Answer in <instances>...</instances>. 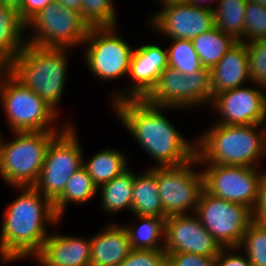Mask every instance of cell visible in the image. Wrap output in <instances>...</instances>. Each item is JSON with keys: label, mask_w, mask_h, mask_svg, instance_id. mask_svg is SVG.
<instances>
[{"label": "cell", "mask_w": 266, "mask_h": 266, "mask_svg": "<svg viewBox=\"0 0 266 266\" xmlns=\"http://www.w3.org/2000/svg\"><path fill=\"white\" fill-rule=\"evenodd\" d=\"M112 104L116 116L139 146L156 161V167L177 166L196 157L195 141H187L162 114V110L169 111L171 107L155 106L144 99H126Z\"/></svg>", "instance_id": "cell-1"}, {"label": "cell", "mask_w": 266, "mask_h": 266, "mask_svg": "<svg viewBox=\"0 0 266 266\" xmlns=\"http://www.w3.org/2000/svg\"><path fill=\"white\" fill-rule=\"evenodd\" d=\"M16 188L23 192L5 208L1 226L0 259L4 263L35 256L48 238L46 227L60 221L53 202L34 186Z\"/></svg>", "instance_id": "cell-2"}, {"label": "cell", "mask_w": 266, "mask_h": 266, "mask_svg": "<svg viewBox=\"0 0 266 266\" xmlns=\"http://www.w3.org/2000/svg\"><path fill=\"white\" fill-rule=\"evenodd\" d=\"M263 127L261 131L258 128ZM266 154V124L226 126L214 123L196 141L199 163L258 167Z\"/></svg>", "instance_id": "cell-3"}, {"label": "cell", "mask_w": 266, "mask_h": 266, "mask_svg": "<svg viewBox=\"0 0 266 266\" xmlns=\"http://www.w3.org/2000/svg\"><path fill=\"white\" fill-rule=\"evenodd\" d=\"M66 48L27 44L6 68L24 86L35 92L58 114L67 78Z\"/></svg>", "instance_id": "cell-4"}, {"label": "cell", "mask_w": 266, "mask_h": 266, "mask_svg": "<svg viewBox=\"0 0 266 266\" xmlns=\"http://www.w3.org/2000/svg\"><path fill=\"white\" fill-rule=\"evenodd\" d=\"M60 131L12 132V141L0 139V176L12 187L34 186L51 140Z\"/></svg>", "instance_id": "cell-5"}, {"label": "cell", "mask_w": 266, "mask_h": 266, "mask_svg": "<svg viewBox=\"0 0 266 266\" xmlns=\"http://www.w3.org/2000/svg\"><path fill=\"white\" fill-rule=\"evenodd\" d=\"M0 98L7 124L13 132L62 131L72 124L71 121L65 122L61 130L54 127L57 112L6 68L0 69Z\"/></svg>", "instance_id": "cell-6"}, {"label": "cell", "mask_w": 266, "mask_h": 266, "mask_svg": "<svg viewBox=\"0 0 266 266\" xmlns=\"http://www.w3.org/2000/svg\"><path fill=\"white\" fill-rule=\"evenodd\" d=\"M31 36L26 43L47 48L70 49L82 46L86 40L90 25L81 13L68 9L56 0L34 15L27 23Z\"/></svg>", "instance_id": "cell-7"}, {"label": "cell", "mask_w": 266, "mask_h": 266, "mask_svg": "<svg viewBox=\"0 0 266 266\" xmlns=\"http://www.w3.org/2000/svg\"><path fill=\"white\" fill-rule=\"evenodd\" d=\"M68 124L50 142L34 187L52 202L63 192L68 179L83 166V150Z\"/></svg>", "instance_id": "cell-8"}, {"label": "cell", "mask_w": 266, "mask_h": 266, "mask_svg": "<svg viewBox=\"0 0 266 266\" xmlns=\"http://www.w3.org/2000/svg\"><path fill=\"white\" fill-rule=\"evenodd\" d=\"M144 100L155 106L171 107L173 110L208 103L211 105L210 69L203 67L194 73L184 75L167 66L159 75L156 86Z\"/></svg>", "instance_id": "cell-9"}, {"label": "cell", "mask_w": 266, "mask_h": 266, "mask_svg": "<svg viewBox=\"0 0 266 266\" xmlns=\"http://www.w3.org/2000/svg\"><path fill=\"white\" fill-rule=\"evenodd\" d=\"M195 214L222 248H238L254 221L252 210L245 205L218 198L205 189Z\"/></svg>", "instance_id": "cell-10"}, {"label": "cell", "mask_w": 266, "mask_h": 266, "mask_svg": "<svg viewBox=\"0 0 266 266\" xmlns=\"http://www.w3.org/2000/svg\"><path fill=\"white\" fill-rule=\"evenodd\" d=\"M197 164L195 157L181 165L157 167L158 193L166 217L196 212L204 190L203 172L193 168Z\"/></svg>", "instance_id": "cell-11"}, {"label": "cell", "mask_w": 266, "mask_h": 266, "mask_svg": "<svg viewBox=\"0 0 266 266\" xmlns=\"http://www.w3.org/2000/svg\"><path fill=\"white\" fill-rule=\"evenodd\" d=\"M116 29L117 27H91L83 43L87 46L86 66L103 81L115 80L129 73L134 49L116 34Z\"/></svg>", "instance_id": "cell-12"}, {"label": "cell", "mask_w": 266, "mask_h": 266, "mask_svg": "<svg viewBox=\"0 0 266 266\" xmlns=\"http://www.w3.org/2000/svg\"><path fill=\"white\" fill-rule=\"evenodd\" d=\"M208 165L202 169L204 189L213 196L226 201L245 205L253 210L257 198L259 181L265 171L256 167L228 166L222 164Z\"/></svg>", "instance_id": "cell-13"}, {"label": "cell", "mask_w": 266, "mask_h": 266, "mask_svg": "<svg viewBox=\"0 0 266 266\" xmlns=\"http://www.w3.org/2000/svg\"><path fill=\"white\" fill-rule=\"evenodd\" d=\"M150 19L151 26L170 39L192 38L215 27L214 11L188 2L162 6Z\"/></svg>", "instance_id": "cell-14"}, {"label": "cell", "mask_w": 266, "mask_h": 266, "mask_svg": "<svg viewBox=\"0 0 266 266\" xmlns=\"http://www.w3.org/2000/svg\"><path fill=\"white\" fill-rule=\"evenodd\" d=\"M244 86L220 92L213 97L210 106L220 114V121L215 123L226 126L266 124V95L260 86V90L257 86Z\"/></svg>", "instance_id": "cell-15"}, {"label": "cell", "mask_w": 266, "mask_h": 266, "mask_svg": "<svg viewBox=\"0 0 266 266\" xmlns=\"http://www.w3.org/2000/svg\"><path fill=\"white\" fill-rule=\"evenodd\" d=\"M183 214L166 217L164 251L170 253H194L216 257L221 245L200 223L198 216Z\"/></svg>", "instance_id": "cell-16"}, {"label": "cell", "mask_w": 266, "mask_h": 266, "mask_svg": "<svg viewBox=\"0 0 266 266\" xmlns=\"http://www.w3.org/2000/svg\"><path fill=\"white\" fill-rule=\"evenodd\" d=\"M167 66V48L164 50L158 45L147 44L134 50L128 73L134 84L124 94L119 92L117 97L112 96V103L126 99H144L156 86L159 75Z\"/></svg>", "instance_id": "cell-17"}, {"label": "cell", "mask_w": 266, "mask_h": 266, "mask_svg": "<svg viewBox=\"0 0 266 266\" xmlns=\"http://www.w3.org/2000/svg\"><path fill=\"white\" fill-rule=\"evenodd\" d=\"M91 241L69 235L52 234L33 257L40 266H90Z\"/></svg>", "instance_id": "cell-18"}, {"label": "cell", "mask_w": 266, "mask_h": 266, "mask_svg": "<svg viewBox=\"0 0 266 266\" xmlns=\"http://www.w3.org/2000/svg\"><path fill=\"white\" fill-rule=\"evenodd\" d=\"M212 99L220 92L243 86L249 78V65L246 43L238 41L210 69Z\"/></svg>", "instance_id": "cell-19"}, {"label": "cell", "mask_w": 266, "mask_h": 266, "mask_svg": "<svg viewBox=\"0 0 266 266\" xmlns=\"http://www.w3.org/2000/svg\"><path fill=\"white\" fill-rule=\"evenodd\" d=\"M90 266H119L131 249L124 225H106L91 239Z\"/></svg>", "instance_id": "cell-20"}, {"label": "cell", "mask_w": 266, "mask_h": 266, "mask_svg": "<svg viewBox=\"0 0 266 266\" xmlns=\"http://www.w3.org/2000/svg\"><path fill=\"white\" fill-rule=\"evenodd\" d=\"M24 30L18 10L0 4V69L7 68L26 45Z\"/></svg>", "instance_id": "cell-21"}, {"label": "cell", "mask_w": 266, "mask_h": 266, "mask_svg": "<svg viewBox=\"0 0 266 266\" xmlns=\"http://www.w3.org/2000/svg\"><path fill=\"white\" fill-rule=\"evenodd\" d=\"M131 213L166 218L158 193L156 166L140 175L134 172Z\"/></svg>", "instance_id": "cell-22"}, {"label": "cell", "mask_w": 266, "mask_h": 266, "mask_svg": "<svg viewBox=\"0 0 266 266\" xmlns=\"http://www.w3.org/2000/svg\"><path fill=\"white\" fill-rule=\"evenodd\" d=\"M139 225H124L133 250H164L166 218L134 215ZM127 226V227H126ZM160 239V242H159ZM163 240V243L161 241ZM163 244V245H162Z\"/></svg>", "instance_id": "cell-23"}, {"label": "cell", "mask_w": 266, "mask_h": 266, "mask_svg": "<svg viewBox=\"0 0 266 266\" xmlns=\"http://www.w3.org/2000/svg\"><path fill=\"white\" fill-rule=\"evenodd\" d=\"M201 64L211 69L238 42L233 36L225 34L216 26L191 39Z\"/></svg>", "instance_id": "cell-24"}, {"label": "cell", "mask_w": 266, "mask_h": 266, "mask_svg": "<svg viewBox=\"0 0 266 266\" xmlns=\"http://www.w3.org/2000/svg\"><path fill=\"white\" fill-rule=\"evenodd\" d=\"M126 157L121 151L106 149L96 152L89 162L83 160V167L99 188L128 169Z\"/></svg>", "instance_id": "cell-25"}, {"label": "cell", "mask_w": 266, "mask_h": 266, "mask_svg": "<svg viewBox=\"0 0 266 266\" xmlns=\"http://www.w3.org/2000/svg\"><path fill=\"white\" fill-rule=\"evenodd\" d=\"M134 172L131 168L101 185V203L105 212L115 214L125 208L131 212Z\"/></svg>", "instance_id": "cell-26"}, {"label": "cell", "mask_w": 266, "mask_h": 266, "mask_svg": "<svg viewBox=\"0 0 266 266\" xmlns=\"http://www.w3.org/2000/svg\"><path fill=\"white\" fill-rule=\"evenodd\" d=\"M99 189L82 166L76 171L66 183L63 192L53 201L56 215L61 218L69 202L85 203L92 199Z\"/></svg>", "instance_id": "cell-27"}, {"label": "cell", "mask_w": 266, "mask_h": 266, "mask_svg": "<svg viewBox=\"0 0 266 266\" xmlns=\"http://www.w3.org/2000/svg\"><path fill=\"white\" fill-rule=\"evenodd\" d=\"M214 9L215 26L233 36L237 41L244 39L246 0H218Z\"/></svg>", "instance_id": "cell-28"}, {"label": "cell", "mask_w": 266, "mask_h": 266, "mask_svg": "<svg viewBox=\"0 0 266 266\" xmlns=\"http://www.w3.org/2000/svg\"><path fill=\"white\" fill-rule=\"evenodd\" d=\"M168 50V66L186 75L203 68L200 58L193 47L192 41L187 39H171Z\"/></svg>", "instance_id": "cell-29"}, {"label": "cell", "mask_w": 266, "mask_h": 266, "mask_svg": "<svg viewBox=\"0 0 266 266\" xmlns=\"http://www.w3.org/2000/svg\"><path fill=\"white\" fill-rule=\"evenodd\" d=\"M238 248L245 249L252 266H266V225L254 220Z\"/></svg>", "instance_id": "cell-30"}, {"label": "cell", "mask_w": 266, "mask_h": 266, "mask_svg": "<svg viewBox=\"0 0 266 266\" xmlns=\"http://www.w3.org/2000/svg\"><path fill=\"white\" fill-rule=\"evenodd\" d=\"M113 0H82L81 15L90 27H116Z\"/></svg>", "instance_id": "cell-31"}, {"label": "cell", "mask_w": 266, "mask_h": 266, "mask_svg": "<svg viewBox=\"0 0 266 266\" xmlns=\"http://www.w3.org/2000/svg\"><path fill=\"white\" fill-rule=\"evenodd\" d=\"M249 78L255 85L266 90V39L246 43Z\"/></svg>", "instance_id": "cell-32"}, {"label": "cell", "mask_w": 266, "mask_h": 266, "mask_svg": "<svg viewBox=\"0 0 266 266\" xmlns=\"http://www.w3.org/2000/svg\"><path fill=\"white\" fill-rule=\"evenodd\" d=\"M244 38L248 43L253 40L266 39V7L257 3H247L245 12Z\"/></svg>", "instance_id": "cell-33"}, {"label": "cell", "mask_w": 266, "mask_h": 266, "mask_svg": "<svg viewBox=\"0 0 266 266\" xmlns=\"http://www.w3.org/2000/svg\"><path fill=\"white\" fill-rule=\"evenodd\" d=\"M119 266H168L164 250H131Z\"/></svg>", "instance_id": "cell-34"}, {"label": "cell", "mask_w": 266, "mask_h": 266, "mask_svg": "<svg viewBox=\"0 0 266 266\" xmlns=\"http://www.w3.org/2000/svg\"><path fill=\"white\" fill-rule=\"evenodd\" d=\"M168 266H216L215 257H205L194 253H170Z\"/></svg>", "instance_id": "cell-35"}, {"label": "cell", "mask_w": 266, "mask_h": 266, "mask_svg": "<svg viewBox=\"0 0 266 266\" xmlns=\"http://www.w3.org/2000/svg\"><path fill=\"white\" fill-rule=\"evenodd\" d=\"M237 249L239 250V248H222L215 257L216 266H252L246 255L229 253L231 250L235 252Z\"/></svg>", "instance_id": "cell-36"}, {"label": "cell", "mask_w": 266, "mask_h": 266, "mask_svg": "<svg viewBox=\"0 0 266 266\" xmlns=\"http://www.w3.org/2000/svg\"><path fill=\"white\" fill-rule=\"evenodd\" d=\"M253 219L266 225V172L259 181L258 198L252 210Z\"/></svg>", "instance_id": "cell-37"}, {"label": "cell", "mask_w": 266, "mask_h": 266, "mask_svg": "<svg viewBox=\"0 0 266 266\" xmlns=\"http://www.w3.org/2000/svg\"><path fill=\"white\" fill-rule=\"evenodd\" d=\"M54 0H22L18 13L26 24L34 15Z\"/></svg>", "instance_id": "cell-38"}, {"label": "cell", "mask_w": 266, "mask_h": 266, "mask_svg": "<svg viewBox=\"0 0 266 266\" xmlns=\"http://www.w3.org/2000/svg\"><path fill=\"white\" fill-rule=\"evenodd\" d=\"M56 1L68 9H73L81 13L82 0H56Z\"/></svg>", "instance_id": "cell-39"}, {"label": "cell", "mask_w": 266, "mask_h": 266, "mask_svg": "<svg viewBox=\"0 0 266 266\" xmlns=\"http://www.w3.org/2000/svg\"><path fill=\"white\" fill-rule=\"evenodd\" d=\"M210 2V3H212L213 1H217L218 2V0H188L187 2L188 3H190V4H192V5H194V6H197V7H202V8H207V9H210V10H213L214 11V6H213V8L209 5L210 3H208L207 5H206V3H204V2ZM209 5V6H208Z\"/></svg>", "instance_id": "cell-40"}, {"label": "cell", "mask_w": 266, "mask_h": 266, "mask_svg": "<svg viewBox=\"0 0 266 266\" xmlns=\"http://www.w3.org/2000/svg\"><path fill=\"white\" fill-rule=\"evenodd\" d=\"M22 0H0V4L4 6H9L15 9H19L21 7Z\"/></svg>", "instance_id": "cell-41"}, {"label": "cell", "mask_w": 266, "mask_h": 266, "mask_svg": "<svg viewBox=\"0 0 266 266\" xmlns=\"http://www.w3.org/2000/svg\"><path fill=\"white\" fill-rule=\"evenodd\" d=\"M160 1L161 5L163 4V6L168 5V4H172V3H182V2H187L188 0H158Z\"/></svg>", "instance_id": "cell-42"}, {"label": "cell", "mask_w": 266, "mask_h": 266, "mask_svg": "<svg viewBox=\"0 0 266 266\" xmlns=\"http://www.w3.org/2000/svg\"><path fill=\"white\" fill-rule=\"evenodd\" d=\"M247 3H257L259 5H262L266 7V0H246Z\"/></svg>", "instance_id": "cell-43"}]
</instances>
